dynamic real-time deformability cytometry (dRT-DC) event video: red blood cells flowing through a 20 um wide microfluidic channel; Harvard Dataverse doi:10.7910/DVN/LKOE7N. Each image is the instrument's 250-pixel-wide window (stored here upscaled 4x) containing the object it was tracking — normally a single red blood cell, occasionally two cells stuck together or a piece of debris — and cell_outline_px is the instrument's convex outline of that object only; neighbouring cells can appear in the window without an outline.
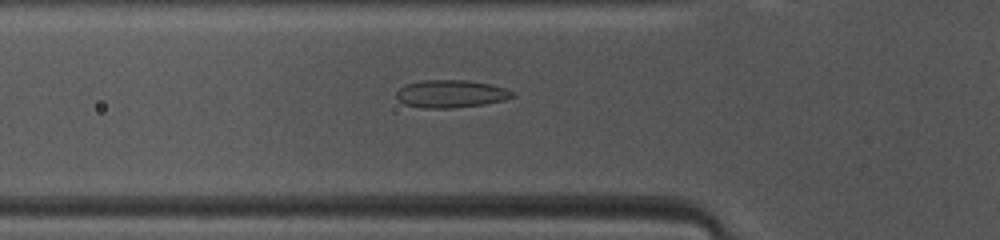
{"species": "common noctule bat (a hibernating species)", "species_latin": "Nyctalus noctula", "temperature_condition": "warm", "stored_images_in_passage": 35, "camera_frame_rate_fps": 3000, "um_per_image_px": 0.085, "animal": {"sex": "female", "body_mass_g": 10.0, "forearm_length_mm": 53.1}, "frame": {"image": 1, "passage_image": 8, "time_ms": 2.333, "image_size_px": [1000, 240], "cell_outline_px": [[516, 96], [504, 100], [484, 104], [452, 108], [424, 108], [404, 104], [396, 96], [396, 92], [404, 84], [424, 80], [464, 80], [492, 84], [504, 88], [512, 92]], "centroid_in_image_um": [38.32, 7.97], "position_along_channel_um": 87.5, "area_um2": 18.67}}
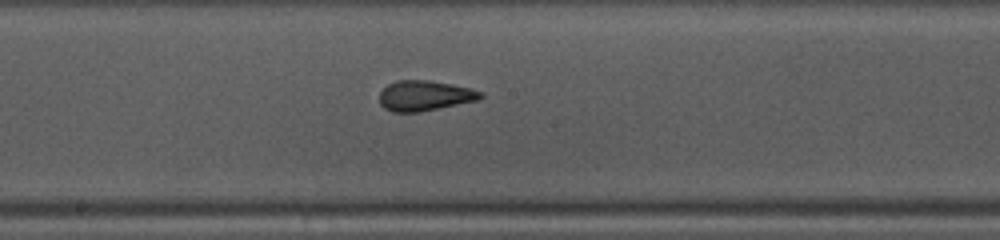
{"frame": {"image": 2, "passage_image": 17, "time_ms": 5.333, "image_size_px": [1000, 240], "cell_outline_px": [[484, 96], [476, 100], [416, 112], [392, 112], [384, 108], [380, 104], [380, 92], [388, 84], [396, 80], [428, 80], [452, 84], [472, 88], [484, 92]], "centroid_in_image_um": [36.09, 8.11], "position_along_channel_um": 212.1, "area_um2": 17.69}}
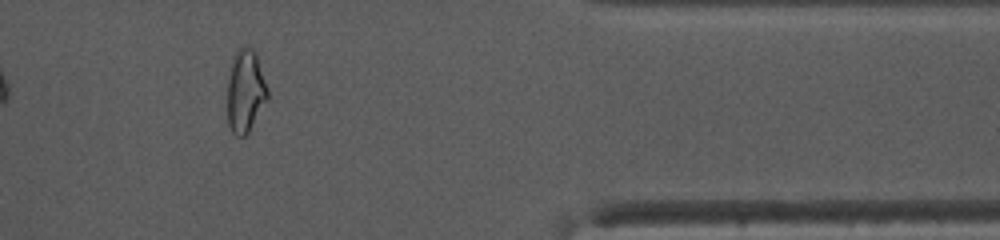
{"frame": {"image": 3, "passage_image": 32, "time_ms": 10.333, "image_size_px": [1000, 240], "cell_outline_px": [[268, 100], [248, 132], [244, 136], [236, 136], [232, 132], [228, 124], [228, 80], [232, 56], [244, 44], [252, 48], [256, 52], [268, 88]], "centroid_in_image_um": [20.87, 7.71], "position_along_channel_um": 390.5, "area_um2": 19.59}, "authors_computed_cell_mechanics": {"area_um2": 18.207, "velocity_mm_per_s": 4.1238, "shape_relaxation_time_tau1_ms": null, "shape_relaxation_time_tau2_ms": 1.0279, "deformation_change_tau1": null, "deformation_change_tau2": 0.0821}}